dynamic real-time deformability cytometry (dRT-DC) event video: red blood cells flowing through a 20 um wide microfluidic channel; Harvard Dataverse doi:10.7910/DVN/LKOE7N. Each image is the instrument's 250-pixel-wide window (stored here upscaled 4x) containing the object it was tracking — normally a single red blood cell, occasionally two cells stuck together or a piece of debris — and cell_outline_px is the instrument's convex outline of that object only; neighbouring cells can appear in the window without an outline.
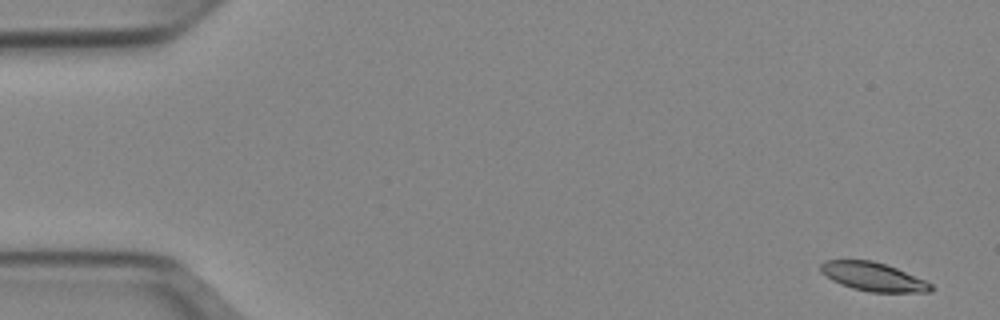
{"species": "Egyptian fruit bat (a non-hibernating species)", "species_latin": "Rousettus aegyptiacus", "temperature_condition": "cold", "stored_images_in_passage": 52, "segment_of_instrument_passage": [1, 2], "camera_frame_rate_fps": 3000, "um_per_image_px": 0.085, "animal": {"sex": "female"}, "frame": {"image": 1, "passage_image": 1, "time_ms": 0.0, "image_size_px": [1000, 320], "cell_outline_px": [[936, 288], [932, 292], [868, 292], [852, 288], [840, 284], [832, 280], [820, 272], [820, 264], [824, 260], [872, 260], [896, 268], [924, 280], [932, 284]], "centroid_in_image_um": [74.21, 23.53], "position_along_channel_um": 10.8, "area_um2": 18.44}}
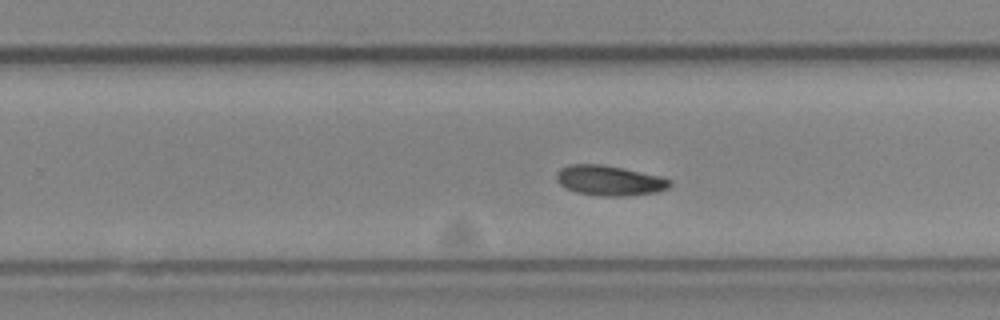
{"frame": {"image": 2, "passage_image": 32, "time_ms": 10.333, "image_size_px": [1000, 320], "cell_outline_px": [[672, 184], [668, 188], [656, 192], [624, 196], [600, 196], [576, 192], [564, 188], [556, 180], [556, 172], [560, 168], [568, 164], [600, 164], [624, 168], [660, 176], [672, 180]], "centroid_in_image_um": [51.78, 15.34], "position_along_channel_um": 278.0, "area_um2": 20.06}}
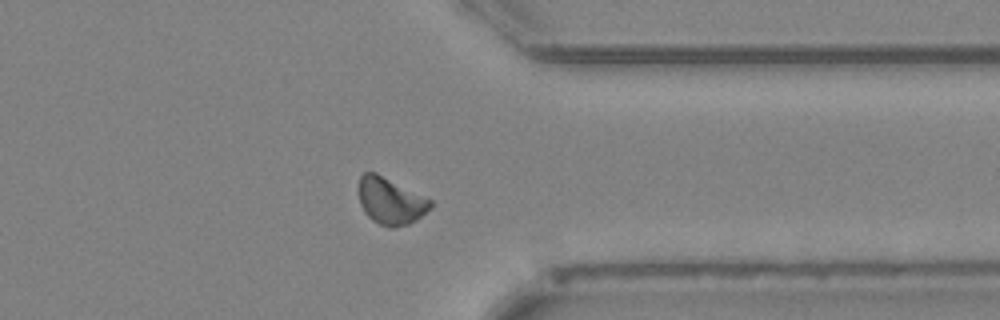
{"frame": {"image": 3, "passage_image": 40, "time_ms": 13.0, "image_size_px": [1000, 320], "cell_outline_px": [[432, 208], [416, 220], [408, 224], [396, 228], [388, 228], [372, 220], [364, 212], [360, 204], [360, 176], [364, 172], [376, 172], [432, 200]], "centroid_in_image_um": [33.21, 17.1], "position_along_channel_um": 378.2, "area_um2": 19.54}}